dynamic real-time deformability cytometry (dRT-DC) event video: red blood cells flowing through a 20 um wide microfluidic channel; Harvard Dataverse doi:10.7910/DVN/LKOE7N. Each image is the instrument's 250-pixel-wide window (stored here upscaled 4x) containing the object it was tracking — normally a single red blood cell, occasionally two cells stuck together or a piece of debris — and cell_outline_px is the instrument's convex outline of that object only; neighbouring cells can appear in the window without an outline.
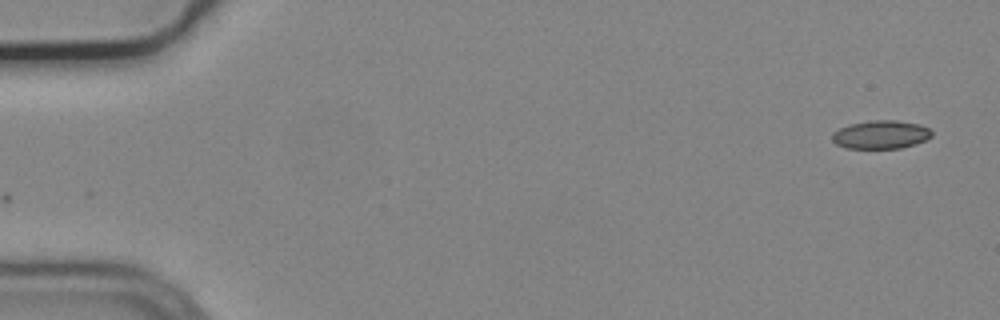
{"species": "common noctule bat (a hibernating species)", "species_latin": "Nyctalus noctula", "temperature_condition": "cold", "stored_images_in_passage": 5, "camera_frame_rate_fps": 3000, "um_per_image_px": 0.085, "animal": {"sex": "male", "body_mass_g": 19.2, "forearm_length_mm": 51.8}, "frame": {"image": 1, "passage_image": 1, "time_ms": 0.0, "image_size_px": [1000, 320], "cell_outline_px": [[932, 136], [928, 140], [916, 144], [900, 148], [844, 148], [836, 144], [832, 140], [832, 132], [840, 128], [852, 124], [872, 120], [896, 120], [920, 124], [928, 128], [932, 132]], "centroid_in_image_um": [74.89, 11.45], "position_along_channel_um": 10.1, "area_um2": 16.53}}
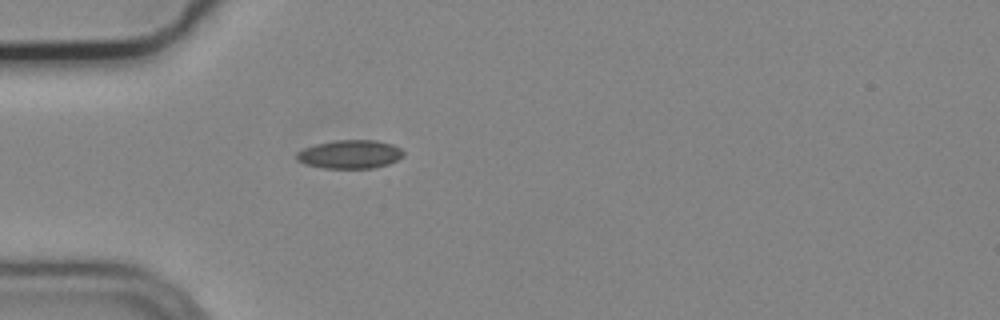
{"frame": {"image": 2, "passage_image": 5, "time_ms": 1.333, "image_size_px": [1000, 320], "cell_outline_px": [[404, 156], [388, 164], [372, 168], [324, 168], [304, 164], [296, 160], [296, 152], [304, 148], [316, 144], [336, 140], [376, 140], [392, 144], [400, 148], [404, 152]], "centroid_in_image_um": [29.73, 13.11], "position_along_channel_um": 55.3, "area_um2": 17.8}}